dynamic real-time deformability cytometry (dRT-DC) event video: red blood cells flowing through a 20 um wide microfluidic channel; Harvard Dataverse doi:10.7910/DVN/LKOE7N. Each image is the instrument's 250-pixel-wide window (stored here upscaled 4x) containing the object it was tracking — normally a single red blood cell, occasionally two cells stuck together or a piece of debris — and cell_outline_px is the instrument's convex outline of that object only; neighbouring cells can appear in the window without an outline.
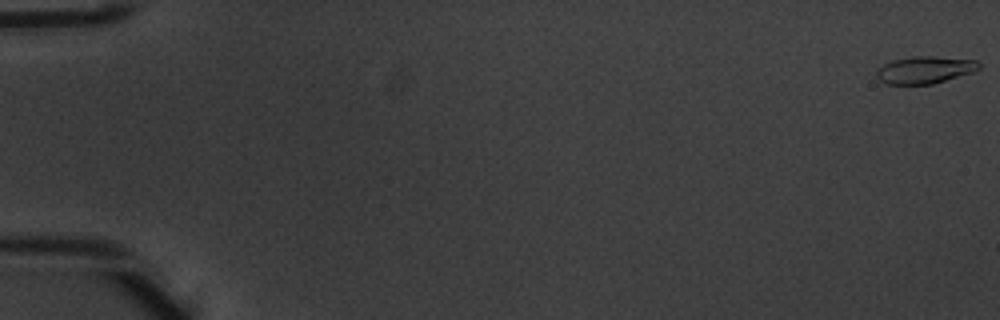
{"species": "common noctule bat (a hibernating species)", "species_latin": "Nyctalus noctula", "temperature_condition": "warm", "stored_images_in_passage": 8, "camera_frame_rate_fps": 3000, "um_per_image_px": 0.085, "animal": {"sex": "male", "body_mass_g": 20.1, "forearm_length_mm": 53.5}, "frame": {"image": 1, "passage_image": 1, "time_ms": 0.0, "image_size_px": [1000, 320], "cell_outline_px": [[980, 68], [972, 72], [932, 84], [884, 84], [876, 76], [876, 68], [892, 60], [912, 56], [936, 56], [976, 60], [980, 64]], "centroid_in_image_um": [78.57, 5.93], "position_along_channel_um": 6.4, "area_um2": 16.3}}
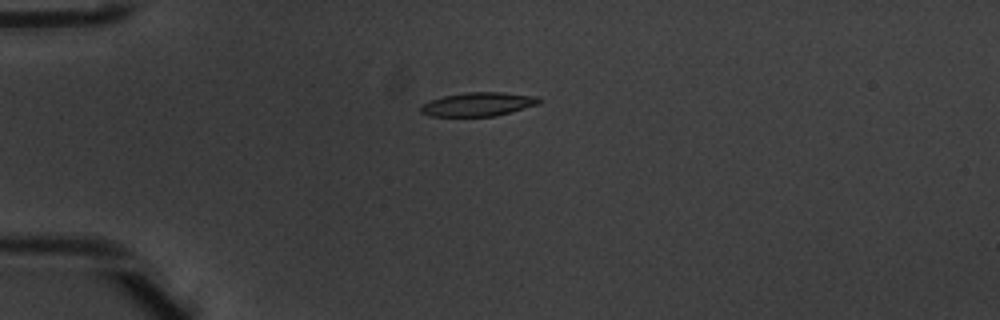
{"frame": {"image": 2, "passage_image": 5, "time_ms": 1.333, "image_size_px": [1000, 320], "cell_outline_px": [[540, 104], [496, 116], [428, 116], [420, 112], [420, 104], [444, 96], [468, 92], [500, 92], [536, 96], [540, 100]], "centroid_in_image_um": [40.62, 8.87], "position_along_channel_um": 44.4, "area_um2": 16.36}}